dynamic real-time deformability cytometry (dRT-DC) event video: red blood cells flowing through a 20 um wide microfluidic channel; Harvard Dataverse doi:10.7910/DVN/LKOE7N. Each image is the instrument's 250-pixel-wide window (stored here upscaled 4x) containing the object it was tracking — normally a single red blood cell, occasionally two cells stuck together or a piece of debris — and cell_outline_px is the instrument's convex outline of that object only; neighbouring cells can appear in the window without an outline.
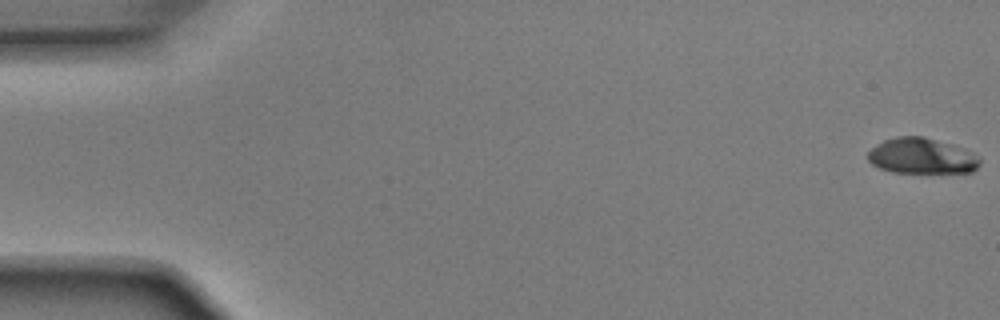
{"species": "Egyptian fruit bat (a non-hibernating species)", "species_latin": "Rousettus aegyptiacus", "temperature_condition": "room temperature", "stored_images_in_passage": 52, "camera_frame_rate_fps": 3000, "um_per_image_px": 0.085, "animal": {"sex": "male"}, "frame": {"image": 1, "passage_image": 1, "time_ms": 0.0, "image_size_px": [1000, 320], "cell_outline_px": [[980, 164], [972, 172], [892, 172], [880, 168], [872, 164], [868, 160], [868, 152], [876, 144], [884, 140], [896, 136], [924, 136], [952, 144], [964, 148], [980, 156]], "centroid_in_image_um": [78.36, 13.25], "position_along_channel_um": 6.6, "area_um2": 23.35}}
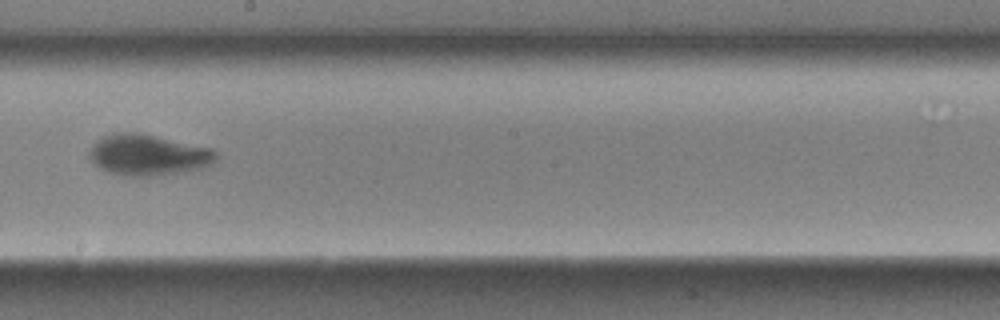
{"frame": {"image": 2, "passage_image": 30, "time_ms": 9.667, "image_size_px": [1000, 320], "cell_outline_px": [[216, 160], [212, 164], [188, 172], [148, 176], [128, 176], [108, 172], [100, 168], [88, 156], [88, 152], [92, 144], [96, 140], [112, 132], [136, 132], [212, 148], [216, 152]], "centroid_in_image_um": [12.57, 13.17], "position_along_channel_um": 235.6, "area_um2": 30.35}}
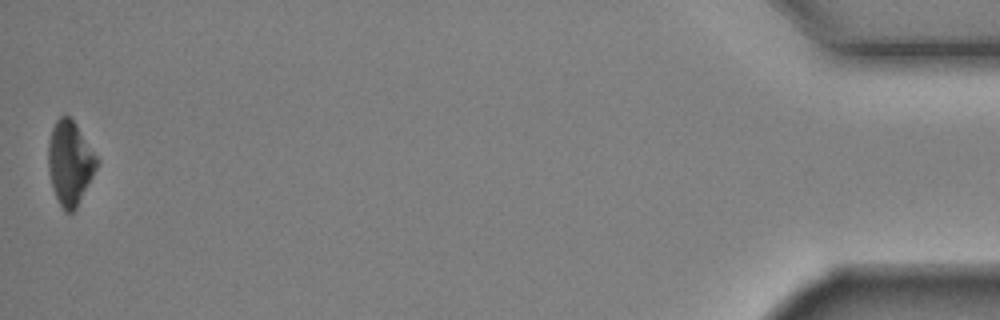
{"frame": {"image": 3, "passage_image": 52, "time_ms": 17.0, "image_size_px": [1000, 320], "cell_outline_px": [[100, 160], [76, 208], [72, 212], [64, 212], [56, 196], [52, 184], [48, 168], [48, 140], [52, 128], [56, 120], [60, 116], [68, 116], [72, 120]], "centroid_in_image_um": [5.93, 13.84], "position_along_channel_um": 429.3, "area_um2": 23.29}, "authors_computed_cell_mechanics": {"area_um2": 26.877, "velocity_mm_per_s": 3.9108, "shape_relaxation_time_tau1_ms": 3.7843, "shape_relaxation_time_tau2_ms": 1.6058, "deformation_change_tau1": 0.153, "deformation_change_tau2": 0.0504}}